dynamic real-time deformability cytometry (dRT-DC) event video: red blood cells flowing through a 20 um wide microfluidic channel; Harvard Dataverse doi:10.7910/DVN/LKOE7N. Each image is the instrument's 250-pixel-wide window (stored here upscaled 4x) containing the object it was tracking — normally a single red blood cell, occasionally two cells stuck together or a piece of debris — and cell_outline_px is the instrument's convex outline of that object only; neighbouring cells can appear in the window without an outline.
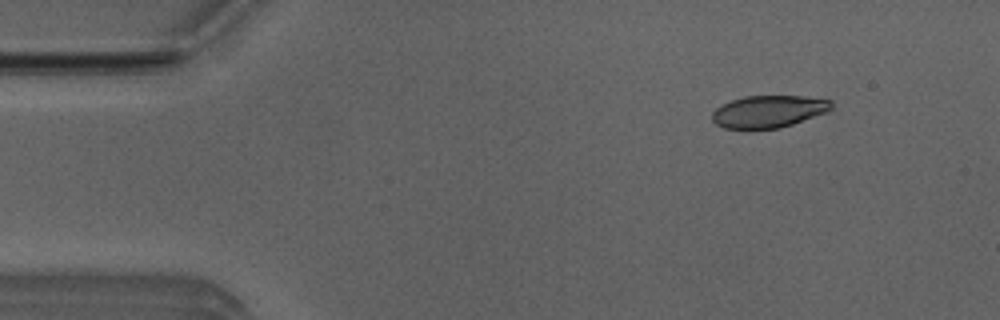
{"species": "Egyptian fruit bat (a non-hibernating species)", "species_latin": "Rousettus aegyptiacus", "temperature_condition": "room temperature", "stored_images_in_passage": 7, "camera_frame_rate_fps": 3000, "um_per_image_px": 0.085, "animal": {"sex": "male"}, "frame": {"image": 1, "passage_image": 2, "time_ms": 0.333, "image_size_px": [1000, 320], "cell_outline_px": [[832, 108], [828, 112], [780, 128], [724, 128], [716, 124], [712, 120], [712, 112], [716, 108], [732, 100], [744, 96], [804, 96], [832, 100]], "centroid_in_image_um": [65.35, 9.47], "position_along_channel_um": 19.6, "area_um2": 22.25}}
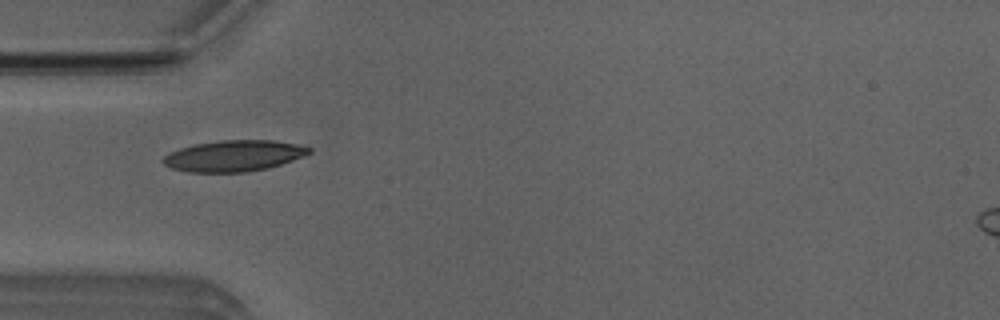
{"frame": {"image": 2, "passage_image": 5, "time_ms": 1.333, "image_size_px": [1000, 320], "cell_outline_px": [[312, 152], [304, 156], [268, 168], [244, 172], [188, 172], [172, 168], [164, 164], [160, 160], [168, 152], [180, 148], [196, 144], [220, 140], [272, 140], [296, 144], [312, 148]], "centroid_in_image_um": [19.85, 13.24], "position_along_channel_um": 65.1, "area_um2": 26.41}}